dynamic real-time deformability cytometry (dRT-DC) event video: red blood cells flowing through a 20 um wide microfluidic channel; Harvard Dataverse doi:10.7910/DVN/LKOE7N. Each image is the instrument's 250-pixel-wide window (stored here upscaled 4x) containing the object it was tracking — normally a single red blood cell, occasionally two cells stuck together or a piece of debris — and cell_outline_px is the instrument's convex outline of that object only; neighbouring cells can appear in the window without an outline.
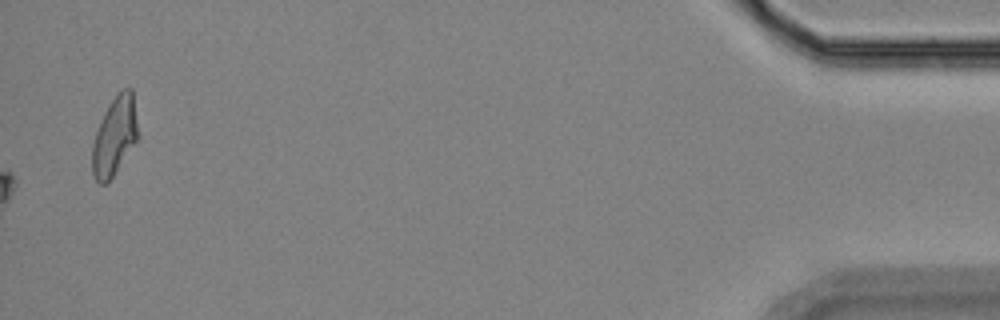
{"species": "Egyptian fruit bat (a non-hibernating species)", "species_latin": "Rousettus aegyptiacus", "temperature_condition": "room temperature", "stored_images_in_passage": 56, "camera_frame_rate_fps": 3000, "um_per_image_px": 0.085, "animal": {"sex": "female"}, "frame": {"image": 1, "passage_image": 56, "time_ms": 18.333, "image_size_px": [1000, 320], "cell_outline_px": [[140, 136], [116, 172], [104, 184], [100, 184], [96, 180], [92, 172], [92, 144], [96, 132], [104, 112], [112, 100], [124, 88], [132, 88]], "centroid_in_image_um": [9.77, 11.57], "position_along_channel_um": 425.4, "area_um2": 20.92}, "authors_computed_cell_mechanics": {"area_um2": 19.941, "velocity_mm_per_s": 3.603, "shape_relaxation_time_tau1_ms": 6.6327, "shape_relaxation_time_tau2_ms": 5.2267, "deformation_change_tau1": 0.1549, "deformation_change_tau2": 0.1416}}